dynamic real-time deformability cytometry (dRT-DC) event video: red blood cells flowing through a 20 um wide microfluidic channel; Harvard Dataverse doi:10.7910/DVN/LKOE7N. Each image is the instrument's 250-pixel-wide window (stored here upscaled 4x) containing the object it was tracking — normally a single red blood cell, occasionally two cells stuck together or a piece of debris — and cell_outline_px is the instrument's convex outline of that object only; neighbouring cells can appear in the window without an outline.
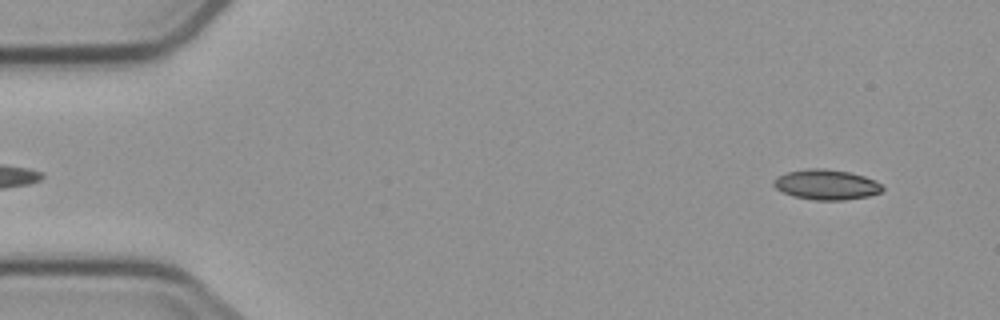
{"species": "common noctule bat (a hibernating species)", "species_latin": "Nyctalus noctula", "temperature_condition": "cold", "stored_images_in_passage": 5, "camera_frame_rate_fps": 3000, "um_per_image_px": 0.085, "animal": {"sex": "male", "body_mass_g": 23.1, "forearm_length_mm": 52.7}, "frame": {"image": 1, "passage_image": 1, "time_ms": 0.0, "image_size_px": [1000, 320], "cell_outline_px": [[884, 188], [880, 192], [868, 196], [844, 200], [812, 200], [792, 196], [776, 188], [772, 184], [772, 180], [776, 176], [788, 172], [808, 168], [824, 168], [848, 172], [864, 176], [880, 184]], "centroid_in_image_um": [70.18, 15.69], "position_along_channel_um": 14.8, "area_um2": 19.07}}
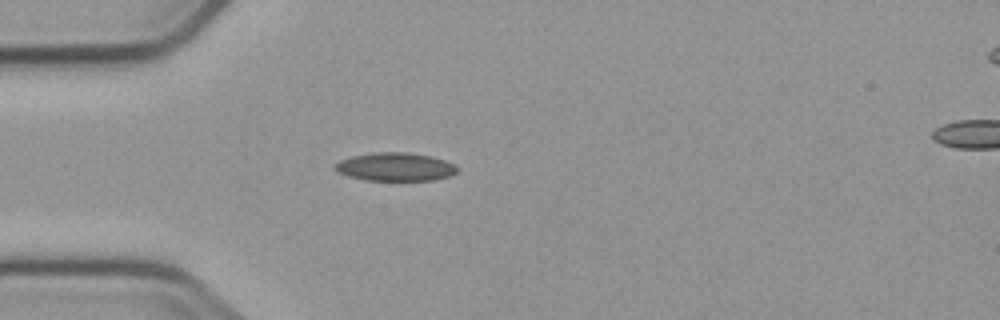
{"frame": {"image": 2, "passage_image": 4, "time_ms": 3.667, "image_size_px": [1000, 320], "cell_outline_px": [[456, 172], [452, 176], [436, 180], [364, 180], [348, 176], [336, 172], [332, 168], [332, 164], [340, 160], [352, 156], [376, 152], [404, 152], [428, 156], [444, 160], [452, 164], [456, 168]], "centroid_in_image_um": [33.52, 14.19], "position_along_channel_um": 51.5, "area_um2": 20.17}}